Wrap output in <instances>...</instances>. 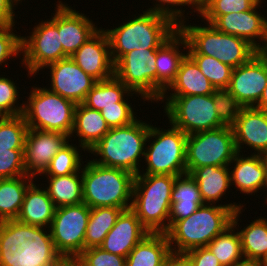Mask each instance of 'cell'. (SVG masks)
Instances as JSON below:
<instances>
[{
  "mask_svg": "<svg viewBox=\"0 0 267 266\" xmlns=\"http://www.w3.org/2000/svg\"><path fill=\"white\" fill-rule=\"evenodd\" d=\"M243 211L237 210L232 217V224L238 227L243 257L261 263L267 256V218L257 217L239 231L238 218Z\"/></svg>",
  "mask_w": 267,
  "mask_h": 266,
  "instance_id": "obj_31",
  "label": "cell"
},
{
  "mask_svg": "<svg viewBox=\"0 0 267 266\" xmlns=\"http://www.w3.org/2000/svg\"><path fill=\"white\" fill-rule=\"evenodd\" d=\"M156 50L134 49L114 64V76L151 103L156 102Z\"/></svg>",
  "mask_w": 267,
  "mask_h": 266,
  "instance_id": "obj_14",
  "label": "cell"
},
{
  "mask_svg": "<svg viewBox=\"0 0 267 266\" xmlns=\"http://www.w3.org/2000/svg\"><path fill=\"white\" fill-rule=\"evenodd\" d=\"M20 2L18 0H0V26L15 25L16 6Z\"/></svg>",
  "mask_w": 267,
  "mask_h": 266,
  "instance_id": "obj_49",
  "label": "cell"
},
{
  "mask_svg": "<svg viewBox=\"0 0 267 266\" xmlns=\"http://www.w3.org/2000/svg\"><path fill=\"white\" fill-rule=\"evenodd\" d=\"M133 18L125 19L126 23L123 21L116 28H103L109 39L114 64L134 49L159 48L178 30L169 18L150 11H143L138 16L134 14Z\"/></svg>",
  "mask_w": 267,
  "mask_h": 266,
  "instance_id": "obj_4",
  "label": "cell"
},
{
  "mask_svg": "<svg viewBox=\"0 0 267 266\" xmlns=\"http://www.w3.org/2000/svg\"><path fill=\"white\" fill-rule=\"evenodd\" d=\"M50 69L48 89L76 104L83 103L96 80L86 74L71 57L63 58L45 67Z\"/></svg>",
  "mask_w": 267,
  "mask_h": 266,
  "instance_id": "obj_17",
  "label": "cell"
},
{
  "mask_svg": "<svg viewBox=\"0 0 267 266\" xmlns=\"http://www.w3.org/2000/svg\"><path fill=\"white\" fill-rule=\"evenodd\" d=\"M58 3V33L63 51L70 57L100 28L68 3Z\"/></svg>",
  "mask_w": 267,
  "mask_h": 266,
  "instance_id": "obj_20",
  "label": "cell"
},
{
  "mask_svg": "<svg viewBox=\"0 0 267 266\" xmlns=\"http://www.w3.org/2000/svg\"><path fill=\"white\" fill-rule=\"evenodd\" d=\"M19 88L13 80L4 77L3 74L2 77L0 75V114L2 116L23 114L25 101L19 105Z\"/></svg>",
  "mask_w": 267,
  "mask_h": 266,
  "instance_id": "obj_43",
  "label": "cell"
},
{
  "mask_svg": "<svg viewBox=\"0 0 267 266\" xmlns=\"http://www.w3.org/2000/svg\"><path fill=\"white\" fill-rule=\"evenodd\" d=\"M267 84V53H256L232 70L228 90L242 107H255Z\"/></svg>",
  "mask_w": 267,
  "mask_h": 266,
  "instance_id": "obj_15",
  "label": "cell"
},
{
  "mask_svg": "<svg viewBox=\"0 0 267 266\" xmlns=\"http://www.w3.org/2000/svg\"><path fill=\"white\" fill-rule=\"evenodd\" d=\"M75 259L82 266H126V257L109 253L101 247L85 249Z\"/></svg>",
  "mask_w": 267,
  "mask_h": 266,
  "instance_id": "obj_44",
  "label": "cell"
},
{
  "mask_svg": "<svg viewBox=\"0 0 267 266\" xmlns=\"http://www.w3.org/2000/svg\"><path fill=\"white\" fill-rule=\"evenodd\" d=\"M159 101H165L163 112L168 117L169 124L181 129L186 135L223 127L212 94L162 96Z\"/></svg>",
  "mask_w": 267,
  "mask_h": 266,
  "instance_id": "obj_10",
  "label": "cell"
},
{
  "mask_svg": "<svg viewBox=\"0 0 267 266\" xmlns=\"http://www.w3.org/2000/svg\"><path fill=\"white\" fill-rule=\"evenodd\" d=\"M215 89L228 88L233 68L204 54H188Z\"/></svg>",
  "mask_w": 267,
  "mask_h": 266,
  "instance_id": "obj_39",
  "label": "cell"
},
{
  "mask_svg": "<svg viewBox=\"0 0 267 266\" xmlns=\"http://www.w3.org/2000/svg\"><path fill=\"white\" fill-rule=\"evenodd\" d=\"M27 175L24 150H0V179Z\"/></svg>",
  "mask_w": 267,
  "mask_h": 266,
  "instance_id": "obj_46",
  "label": "cell"
},
{
  "mask_svg": "<svg viewBox=\"0 0 267 266\" xmlns=\"http://www.w3.org/2000/svg\"><path fill=\"white\" fill-rule=\"evenodd\" d=\"M260 263L254 260H250L248 258H242L239 261L233 262L229 266H258Z\"/></svg>",
  "mask_w": 267,
  "mask_h": 266,
  "instance_id": "obj_51",
  "label": "cell"
},
{
  "mask_svg": "<svg viewBox=\"0 0 267 266\" xmlns=\"http://www.w3.org/2000/svg\"><path fill=\"white\" fill-rule=\"evenodd\" d=\"M132 103L117 102V106L104 107L100 112L110 128L131 124L137 119Z\"/></svg>",
  "mask_w": 267,
  "mask_h": 266,
  "instance_id": "obj_47",
  "label": "cell"
},
{
  "mask_svg": "<svg viewBox=\"0 0 267 266\" xmlns=\"http://www.w3.org/2000/svg\"><path fill=\"white\" fill-rule=\"evenodd\" d=\"M35 181L27 188L17 220L35 226L50 228L56 207L47 190L36 185Z\"/></svg>",
  "mask_w": 267,
  "mask_h": 266,
  "instance_id": "obj_26",
  "label": "cell"
},
{
  "mask_svg": "<svg viewBox=\"0 0 267 266\" xmlns=\"http://www.w3.org/2000/svg\"><path fill=\"white\" fill-rule=\"evenodd\" d=\"M260 5L258 2L249 11L220 15L212 25L220 32L246 40L258 52H264L267 48V17L258 13Z\"/></svg>",
  "mask_w": 267,
  "mask_h": 266,
  "instance_id": "obj_16",
  "label": "cell"
},
{
  "mask_svg": "<svg viewBox=\"0 0 267 266\" xmlns=\"http://www.w3.org/2000/svg\"><path fill=\"white\" fill-rule=\"evenodd\" d=\"M147 234L149 231L136 214L131 209L123 210L99 247L109 253L127 257Z\"/></svg>",
  "mask_w": 267,
  "mask_h": 266,
  "instance_id": "obj_23",
  "label": "cell"
},
{
  "mask_svg": "<svg viewBox=\"0 0 267 266\" xmlns=\"http://www.w3.org/2000/svg\"><path fill=\"white\" fill-rule=\"evenodd\" d=\"M85 162L81 168L83 202L89 208L130 209L135 175L120 168L98 165L89 159Z\"/></svg>",
  "mask_w": 267,
  "mask_h": 266,
  "instance_id": "obj_5",
  "label": "cell"
},
{
  "mask_svg": "<svg viewBox=\"0 0 267 266\" xmlns=\"http://www.w3.org/2000/svg\"><path fill=\"white\" fill-rule=\"evenodd\" d=\"M187 48L188 44L186 38L180 33L179 30H177L169 39H167L159 48H157L155 65L156 103H159L163 93L167 91L170 85L174 82L180 63L188 54ZM184 49H186V51H183Z\"/></svg>",
  "mask_w": 267,
  "mask_h": 266,
  "instance_id": "obj_22",
  "label": "cell"
},
{
  "mask_svg": "<svg viewBox=\"0 0 267 266\" xmlns=\"http://www.w3.org/2000/svg\"><path fill=\"white\" fill-rule=\"evenodd\" d=\"M168 127L170 128L160 129L150 124L143 160L146 163V169L145 171L142 169V173L138 175L178 176L186 173L188 135L171 124Z\"/></svg>",
  "mask_w": 267,
  "mask_h": 266,
  "instance_id": "obj_8",
  "label": "cell"
},
{
  "mask_svg": "<svg viewBox=\"0 0 267 266\" xmlns=\"http://www.w3.org/2000/svg\"><path fill=\"white\" fill-rule=\"evenodd\" d=\"M90 210L84 202L55 209L49 229L55 249L63 258L75 259L84 251Z\"/></svg>",
  "mask_w": 267,
  "mask_h": 266,
  "instance_id": "obj_13",
  "label": "cell"
},
{
  "mask_svg": "<svg viewBox=\"0 0 267 266\" xmlns=\"http://www.w3.org/2000/svg\"><path fill=\"white\" fill-rule=\"evenodd\" d=\"M172 251L165 233L147 234L126 257V266H166Z\"/></svg>",
  "mask_w": 267,
  "mask_h": 266,
  "instance_id": "obj_29",
  "label": "cell"
},
{
  "mask_svg": "<svg viewBox=\"0 0 267 266\" xmlns=\"http://www.w3.org/2000/svg\"><path fill=\"white\" fill-rule=\"evenodd\" d=\"M263 158H264V162L266 164V172H267V153L263 155ZM265 196L267 197V195H265ZM265 200H266L265 203H267V198Z\"/></svg>",
  "mask_w": 267,
  "mask_h": 266,
  "instance_id": "obj_54",
  "label": "cell"
},
{
  "mask_svg": "<svg viewBox=\"0 0 267 266\" xmlns=\"http://www.w3.org/2000/svg\"><path fill=\"white\" fill-rule=\"evenodd\" d=\"M69 140V136L61 132L28 128L24 147L26 174L37 179L46 170L52 158Z\"/></svg>",
  "mask_w": 267,
  "mask_h": 266,
  "instance_id": "obj_18",
  "label": "cell"
},
{
  "mask_svg": "<svg viewBox=\"0 0 267 266\" xmlns=\"http://www.w3.org/2000/svg\"><path fill=\"white\" fill-rule=\"evenodd\" d=\"M49 197L56 208L83 203L82 172L65 176H46Z\"/></svg>",
  "mask_w": 267,
  "mask_h": 266,
  "instance_id": "obj_34",
  "label": "cell"
},
{
  "mask_svg": "<svg viewBox=\"0 0 267 266\" xmlns=\"http://www.w3.org/2000/svg\"><path fill=\"white\" fill-rule=\"evenodd\" d=\"M257 3V0H203L200 15L203 21L212 24L220 15L249 11Z\"/></svg>",
  "mask_w": 267,
  "mask_h": 266,
  "instance_id": "obj_40",
  "label": "cell"
},
{
  "mask_svg": "<svg viewBox=\"0 0 267 266\" xmlns=\"http://www.w3.org/2000/svg\"><path fill=\"white\" fill-rule=\"evenodd\" d=\"M241 203L203 204L188 218L176 221L166 232L172 254L206 247L217 235L232 224L234 212Z\"/></svg>",
  "mask_w": 267,
  "mask_h": 266,
  "instance_id": "obj_2",
  "label": "cell"
},
{
  "mask_svg": "<svg viewBox=\"0 0 267 266\" xmlns=\"http://www.w3.org/2000/svg\"><path fill=\"white\" fill-rule=\"evenodd\" d=\"M206 247L217 257L222 266H229L243 258L240 235L233 224L217 235Z\"/></svg>",
  "mask_w": 267,
  "mask_h": 266,
  "instance_id": "obj_36",
  "label": "cell"
},
{
  "mask_svg": "<svg viewBox=\"0 0 267 266\" xmlns=\"http://www.w3.org/2000/svg\"><path fill=\"white\" fill-rule=\"evenodd\" d=\"M75 145L76 144L68 142L63 146L52 158L50 164L40 176H65L79 172L83 166V157L81 156L82 153H80V150L82 149L84 152H86V150L79 144L78 146ZM79 147L81 149H79Z\"/></svg>",
  "mask_w": 267,
  "mask_h": 266,
  "instance_id": "obj_37",
  "label": "cell"
},
{
  "mask_svg": "<svg viewBox=\"0 0 267 266\" xmlns=\"http://www.w3.org/2000/svg\"><path fill=\"white\" fill-rule=\"evenodd\" d=\"M149 130L150 123L139 118L129 125L110 128L87 153L99 156L91 159L98 165L120 168L136 176L141 172L139 162L145 156Z\"/></svg>",
  "mask_w": 267,
  "mask_h": 266,
  "instance_id": "obj_3",
  "label": "cell"
},
{
  "mask_svg": "<svg viewBox=\"0 0 267 266\" xmlns=\"http://www.w3.org/2000/svg\"><path fill=\"white\" fill-rule=\"evenodd\" d=\"M154 6L146 9L153 13H157L169 18L177 27L186 20L184 14L185 10H182V6L193 7L192 12H197L200 17L201 2L199 0H155ZM177 7V8H176ZM180 7V8H179ZM184 18V19H182Z\"/></svg>",
  "mask_w": 267,
  "mask_h": 266,
  "instance_id": "obj_41",
  "label": "cell"
},
{
  "mask_svg": "<svg viewBox=\"0 0 267 266\" xmlns=\"http://www.w3.org/2000/svg\"><path fill=\"white\" fill-rule=\"evenodd\" d=\"M134 94L140 98L138 93L132 92L122 81L113 76L107 80L96 81L83 104L101 111L104 107L117 106V102H131L128 98L129 96L132 98Z\"/></svg>",
  "mask_w": 267,
  "mask_h": 266,
  "instance_id": "obj_32",
  "label": "cell"
},
{
  "mask_svg": "<svg viewBox=\"0 0 267 266\" xmlns=\"http://www.w3.org/2000/svg\"><path fill=\"white\" fill-rule=\"evenodd\" d=\"M232 127L189 134L186 140V173L204 166H228L237 154Z\"/></svg>",
  "mask_w": 267,
  "mask_h": 266,
  "instance_id": "obj_11",
  "label": "cell"
},
{
  "mask_svg": "<svg viewBox=\"0 0 267 266\" xmlns=\"http://www.w3.org/2000/svg\"><path fill=\"white\" fill-rule=\"evenodd\" d=\"M62 259L49 228L17 219L0 222V266H56Z\"/></svg>",
  "mask_w": 267,
  "mask_h": 266,
  "instance_id": "obj_1",
  "label": "cell"
},
{
  "mask_svg": "<svg viewBox=\"0 0 267 266\" xmlns=\"http://www.w3.org/2000/svg\"><path fill=\"white\" fill-rule=\"evenodd\" d=\"M212 96L220 123L223 126L233 127L242 106L227 88L215 89Z\"/></svg>",
  "mask_w": 267,
  "mask_h": 266,
  "instance_id": "obj_42",
  "label": "cell"
},
{
  "mask_svg": "<svg viewBox=\"0 0 267 266\" xmlns=\"http://www.w3.org/2000/svg\"><path fill=\"white\" fill-rule=\"evenodd\" d=\"M51 18L36 24L30 36H21L22 66L27 68L28 76H35L51 63L69 57L62 48L58 33V4ZM44 21V22H43Z\"/></svg>",
  "mask_w": 267,
  "mask_h": 266,
  "instance_id": "obj_12",
  "label": "cell"
},
{
  "mask_svg": "<svg viewBox=\"0 0 267 266\" xmlns=\"http://www.w3.org/2000/svg\"><path fill=\"white\" fill-rule=\"evenodd\" d=\"M204 202L198 183L189 173L176 176L171 191L169 228L176 222L192 215Z\"/></svg>",
  "mask_w": 267,
  "mask_h": 266,
  "instance_id": "obj_25",
  "label": "cell"
},
{
  "mask_svg": "<svg viewBox=\"0 0 267 266\" xmlns=\"http://www.w3.org/2000/svg\"><path fill=\"white\" fill-rule=\"evenodd\" d=\"M33 179L30 175L0 179V222L17 219Z\"/></svg>",
  "mask_w": 267,
  "mask_h": 266,
  "instance_id": "obj_33",
  "label": "cell"
},
{
  "mask_svg": "<svg viewBox=\"0 0 267 266\" xmlns=\"http://www.w3.org/2000/svg\"><path fill=\"white\" fill-rule=\"evenodd\" d=\"M166 266H191V264L182 254H172Z\"/></svg>",
  "mask_w": 267,
  "mask_h": 266,
  "instance_id": "obj_50",
  "label": "cell"
},
{
  "mask_svg": "<svg viewBox=\"0 0 267 266\" xmlns=\"http://www.w3.org/2000/svg\"><path fill=\"white\" fill-rule=\"evenodd\" d=\"M186 23L182 22L178 30L186 38L188 54L212 56L234 69L258 53L246 40L220 32L212 24L198 26Z\"/></svg>",
  "mask_w": 267,
  "mask_h": 266,
  "instance_id": "obj_7",
  "label": "cell"
},
{
  "mask_svg": "<svg viewBox=\"0 0 267 266\" xmlns=\"http://www.w3.org/2000/svg\"><path fill=\"white\" fill-rule=\"evenodd\" d=\"M14 26H0V67L6 64L7 60H12V57L22 56L21 35L15 34Z\"/></svg>",
  "mask_w": 267,
  "mask_h": 266,
  "instance_id": "obj_45",
  "label": "cell"
},
{
  "mask_svg": "<svg viewBox=\"0 0 267 266\" xmlns=\"http://www.w3.org/2000/svg\"><path fill=\"white\" fill-rule=\"evenodd\" d=\"M229 166H204L195 168L190 175L198 183L204 204L217 205L230 192L231 180ZM229 190V191H228Z\"/></svg>",
  "mask_w": 267,
  "mask_h": 266,
  "instance_id": "obj_28",
  "label": "cell"
},
{
  "mask_svg": "<svg viewBox=\"0 0 267 266\" xmlns=\"http://www.w3.org/2000/svg\"><path fill=\"white\" fill-rule=\"evenodd\" d=\"M182 255L190 262L191 266H222L207 247L194 248Z\"/></svg>",
  "mask_w": 267,
  "mask_h": 266,
  "instance_id": "obj_48",
  "label": "cell"
},
{
  "mask_svg": "<svg viewBox=\"0 0 267 266\" xmlns=\"http://www.w3.org/2000/svg\"><path fill=\"white\" fill-rule=\"evenodd\" d=\"M28 131L26 120L21 115L0 118V150H24Z\"/></svg>",
  "mask_w": 267,
  "mask_h": 266,
  "instance_id": "obj_38",
  "label": "cell"
},
{
  "mask_svg": "<svg viewBox=\"0 0 267 266\" xmlns=\"http://www.w3.org/2000/svg\"><path fill=\"white\" fill-rule=\"evenodd\" d=\"M122 211L123 209L117 207L91 208L85 231L84 250L102 244Z\"/></svg>",
  "mask_w": 267,
  "mask_h": 266,
  "instance_id": "obj_35",
  "label": "cell"
},
{
  "mask_svg": "<svg viewBox=\"0 0 267 266\" xmlns=\"http://www.w3.org/2000/svg\"><path fill=\"white\" fill-rule=\"evenodd\" d=\"M56 266H81L76 259L63 258Z\"/></svg>",
  "mask_w": 267,
  "mask_h": 266,
  "instance_id": "obj_53",
  "label": "cell"
},
{
  "mask_svg": "<svg viewBox=\"0 0 267 266\" xmlns=\"http://www.w3.org/2000/svg\"><path fill=\"white\" fill-rule=\"evenodd\" d=\"M237 152L244 146L251 148L253 154L267 153V112L255 107H242L232 127Z\"/></svg>",
  "mask_w": 267,
  "mask_h": 266,
  "instance_id": "obj_21",
  "label": "cell"
},
{
  "mask_svg": "<svg viewBox=\"0 0 267 266\" xmlns=\"http://www.w3.org/2000/svg\"><path fill=\"white\" fill-rule=\"evenodd\" d=\"M262 266H267V256L260 263Z\"/></svg>",
  "mask_w": 267,
  "mask_h": 266,
  "instance_id": "obj_55",
  "label": "cell"
},
{
  "mask_svg": "<svg viewBox=\"0 0 267 266\" xmlns=\"http://www.w3.org/2000/svg\"><path fill=\"white\" fill-rule=\"evenodd\" d=\"M255 108L267 112V84H266V87L264 88V92L262 94V97L259 100V102L257 103V105L255 106Z\"/></svg>",
  "mask_w": 267,
  "mask_h": 266,
  "instance_id": "obj_52",
  "label": "cell"
},
{
  "mask_svg": "<svg viewBox=\"0 0 267 266\" xmlns=\"http://www.w3.org/2000/svg\"><path fill=\"white\" fill-rule=\"evenodd\" d=\"M24 103L23 116L28 128L61 132L70 137L76 103L36 84Z\"/></svg>",
  "mask_w": 267,
  "mask_h": 266,
  "instance_id": "obj_9",
  "label": "cell"
},
{
  "mask_svg": "<svg viewBox=\"0 0 267 266\" xmlns=\"http://www.w3.org/2000/svg\"><path fill=\"white\" fill-rule=\"evenodd\" d=\"M245 155L238 152L228 165H233L230 171L231 186L234 185L240 193L257 195L259 190L267 188L266 164L261 154Z\"/></svg>",
  "mask_w": 267,
  "mask_h": 266,
  "instance_id": "obj_24",
  "label": "cell"
},
{
  "mask_svg": "<svg viewBox=\"0 0 267 266\" xmlns=\"http://www.w3.org/2000/svg\"><path fill=\"white\" fill-rule=\"evenodd\" d=\"M176 176L136 175L131 210L149 233H165L169 229L171 191Z\"/></svg>",
  "mask_w": 267,
  "mask_h": 266,
  "instance_id": "obj_6",
  "label": "cell"
},
{
  "mask_svg": "<svg viewBox=\"0 0 267 266\" xmlns=\"http://www.w3.org/2000/svg\"><path fill=\"white\" fill-rule=\"evenodd\" d=\"M167 90L169 94L165 91L162 96L210 95L215 88L187 54L180 63L174 82Z\"/></svg>",
  "mask_w": 267,
  "mask_h": 266,
  "instance_id": "obj_27",
  "label": "cell"
},
{
  "mask_svg": "<svg viewBox=\"0 0 267 266\" xmlns=\"http://www.w3.org/2000/svg\"><path fill=\"white\" fill-rule=\"evenodd\" d=\"M109 129L100 111L79 103L75 108L73 129L69 138L79 137V145L88 151L102 139Z\"/></svg>",
  "mask_w": 267,
  "mask_h": 266,
  "instance_id": "obj_30",
  "label": "cell"
},
{
  "mask_svg": "<svg viewBox=\"0 0 267 266\" xmlns=\"http://www.w3.org/2000/svg\"><path fill=\"white\" fill-rule=\"evenodd\" d=\"M70 57L96 81L107 80L114 76L109 39L101 27Z\"/></svg>",
  "mask_w": 267,
  "mask_h": 266,
  "instance_id": "obj_19",
  "label": "cell"
}]
</instances>
